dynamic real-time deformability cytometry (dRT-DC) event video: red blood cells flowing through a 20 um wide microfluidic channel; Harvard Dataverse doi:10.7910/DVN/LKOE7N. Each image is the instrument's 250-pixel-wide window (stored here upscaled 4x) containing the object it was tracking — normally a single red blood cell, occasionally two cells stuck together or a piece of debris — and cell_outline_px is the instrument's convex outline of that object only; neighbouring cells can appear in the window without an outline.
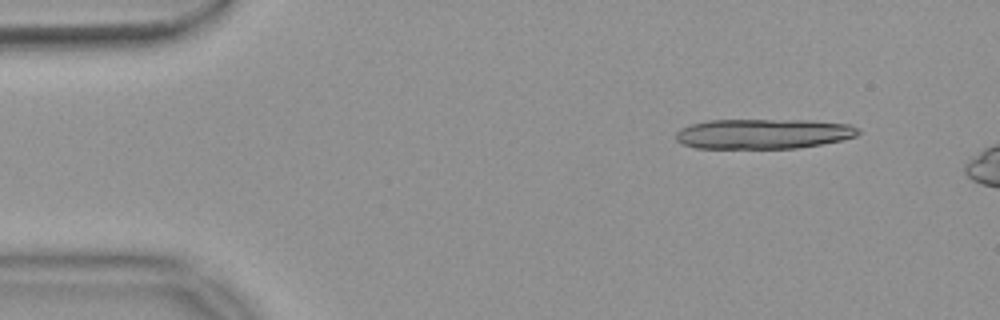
{"species": "common noctule bat (a hibernating species)", "species_latin": "Nyctalus noctula", "temperature_condition": "warm", "stored_images_in_passage": 10, "camera_frame_rate_fps": 3000, "um_per_image_px": 0.085, "animal": {"sex": "female", "body_mass_g": 18.4}, "frame": {"image": 1, "passage_image": 5, "time_ms": 1.333, "image_size_px": [1000, 320], "cell_outline_px": [[860, 132], [856, 136], [844, 140], [796, 148], [696, 148], [684, 144], [676, 140], [676, 132], [680, 128], [692, 124], [708, 120], [812, 120], [852, 124], [860, 128]], "centroid_in_image_um": [64.93, 11.36], "position_along_channel_um": 20.1, "area_um2": 32.08}}